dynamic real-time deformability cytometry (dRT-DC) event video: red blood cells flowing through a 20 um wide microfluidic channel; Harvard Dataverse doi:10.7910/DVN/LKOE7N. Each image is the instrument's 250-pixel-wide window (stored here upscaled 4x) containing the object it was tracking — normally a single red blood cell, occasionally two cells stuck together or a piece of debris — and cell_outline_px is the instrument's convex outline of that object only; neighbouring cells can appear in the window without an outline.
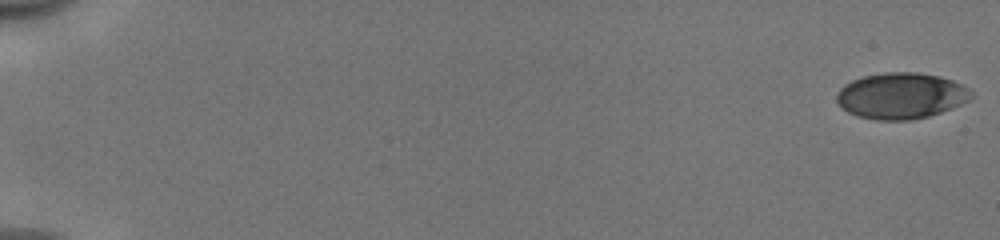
{"species": "human", "species_latin": "Homo sapiens", "temperature_condition": "cold", "stored_images_in_passage": 13, "camera_frame_rate_fps": 3000, "um_per_image_px": 0.085, "donor": {"sex": "male"}, "frame": {"image": 1, "passage_image": 1, "time_ms": 0.0, "image_size_px": [1000, 240], "cell_outline_px": [[972, 96], [968, 100], [952, 108], [928, 116], [908, 120], [876, 120], [856, 116], [840, 108], [836, 100], [836, 92], [844, 84], [852, 80], [864, 76], [884, 72], [916, 72], [940, 76], [952, 80], [968, 88], [972, 92]], "centroid_in_image_um": [76.54, 8.14], "position_along_channel_um": 8.5, "area_um2": 36.24}}